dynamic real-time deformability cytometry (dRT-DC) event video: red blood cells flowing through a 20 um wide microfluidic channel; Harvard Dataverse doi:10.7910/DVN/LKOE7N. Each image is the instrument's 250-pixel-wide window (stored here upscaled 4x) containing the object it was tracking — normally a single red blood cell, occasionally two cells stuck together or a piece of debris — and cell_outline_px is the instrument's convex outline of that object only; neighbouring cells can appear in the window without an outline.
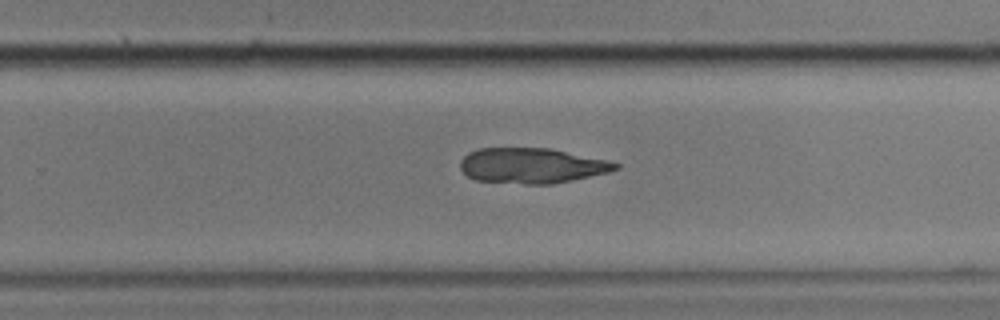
{"species": "common noctule bat (a hibernating species)", "species_latin": "Nyctalus noctula", "temperature_condition": "cold", "stored_images_in_passage": 30, "segment_of_instrument_passage": [2, 2], "camera_frame_rate_fps": 3000, "um_per_image_px": 0.085, "animal": {"sex": "male", "body_mass_g": 17.9}, "frame": {"image": 1, "passage_image": 29, "time_ms": 9.333, "image_size_px": [1000, 320], "cell_outline_px": [[620, 168], [608, 172], [572, 180], [552, 184], [524, 184], [476, 180], [468, 176], [460, 168], [460, 160], [468, 152], [480, 148], [552, 148], [608, 160], [620, 164]], "centroid_in_image_um": [45.21, 14.07], "position_along_channel_um": 284.6, "area_um2": 32.02}}